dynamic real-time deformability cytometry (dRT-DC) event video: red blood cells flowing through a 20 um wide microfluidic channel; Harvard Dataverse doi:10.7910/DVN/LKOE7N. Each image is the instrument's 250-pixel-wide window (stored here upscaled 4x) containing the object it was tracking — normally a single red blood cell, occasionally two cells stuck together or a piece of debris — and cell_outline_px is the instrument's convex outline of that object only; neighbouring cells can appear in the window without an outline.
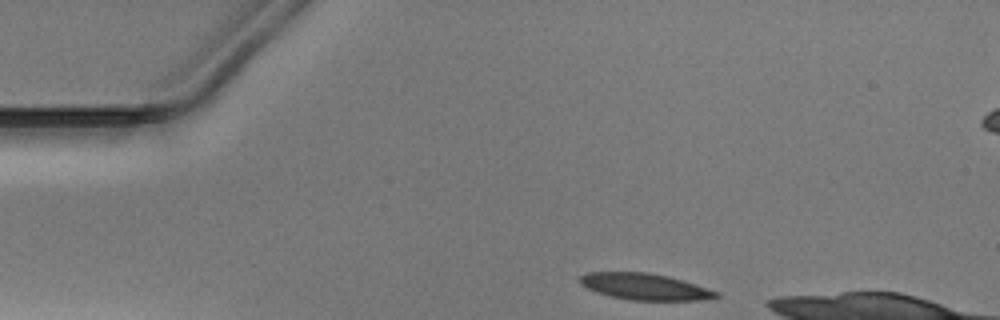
{"species": "Egyptian fruit bat (a non-hibernating species)", "species_latin": "Rousettus aegyptiacus", "temperature_condition": "warm", "stored_images_in_passage": 32, "camera_frame_rate_fps": 3000, "um_per_image_px": 0.085, "animal": {"sex": "male"}, "frame": {"image": 1, "passage_image": 1, "time_ms": 0.0, "image_size_px": [1000, 320], "cell_outline_px": [[720, 296], [700, 300], [632, 300], [612, 296], [596, 292], [580, 284], [580, 276], [588, 272], [648, 272], [668, 276], [720, 292]], "centroid_in_image_um": [54.8, 24.36], "position_along_channel_um": 30.2, "area_um2": 20.75}}
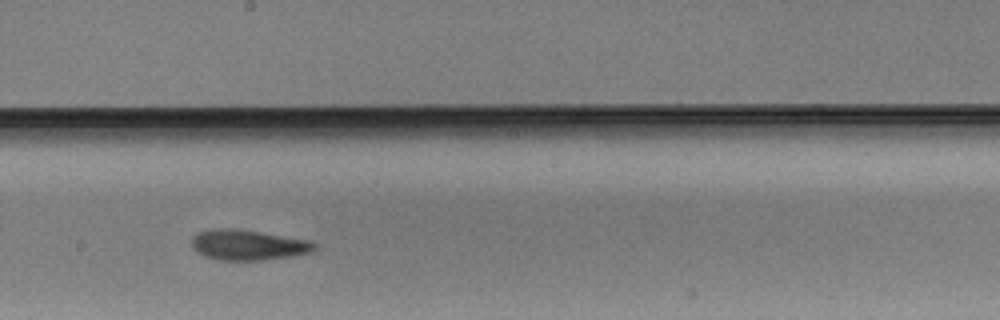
{"frame": {"image": 2, "passage_image": 20, "time_ms": 6.333, "image_size_px": [1000, 320], "cell_outline_px": [[316, 248], [308, 252], [296, 256], [264, 260], [216, 260], [204, 256], [196, 252], [192, 248], [192, 236], [196, 232], [212, 228], [236, 228], [312, 240], [316, 244]], "centroid_in_image_um": [21.06, 20.81], "position_along_channel_um": 227.1, "area_um2": 22.2}}
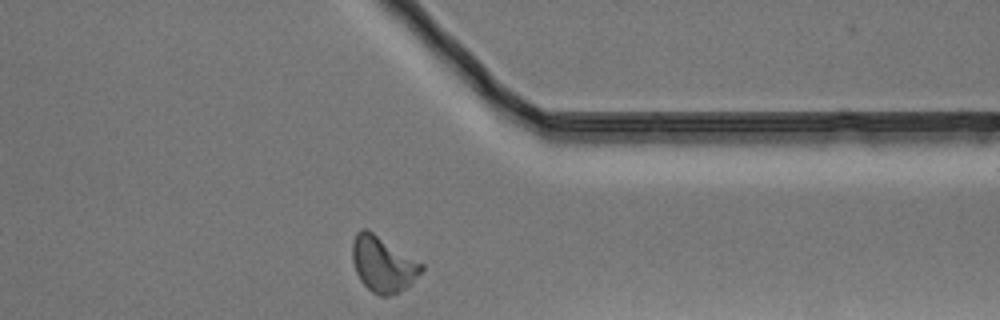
{"frame": {"image": 3, "passage_image": 32, "time_ms": 10.333, "image_size_px": [1000, 320], "cell_outline_px": [[424, 268], [400, 292], [388, 296], [380, 296], [372, 292], [360, 280], [356, 272], [352, 260], [352, 240], [356, 232], [360, 228], [368, 228], [424, 264]], "centroid_in_image_um": [32.51, 22.41], "position_along_channel_um": 378.9, "area_um2": 22.43}}